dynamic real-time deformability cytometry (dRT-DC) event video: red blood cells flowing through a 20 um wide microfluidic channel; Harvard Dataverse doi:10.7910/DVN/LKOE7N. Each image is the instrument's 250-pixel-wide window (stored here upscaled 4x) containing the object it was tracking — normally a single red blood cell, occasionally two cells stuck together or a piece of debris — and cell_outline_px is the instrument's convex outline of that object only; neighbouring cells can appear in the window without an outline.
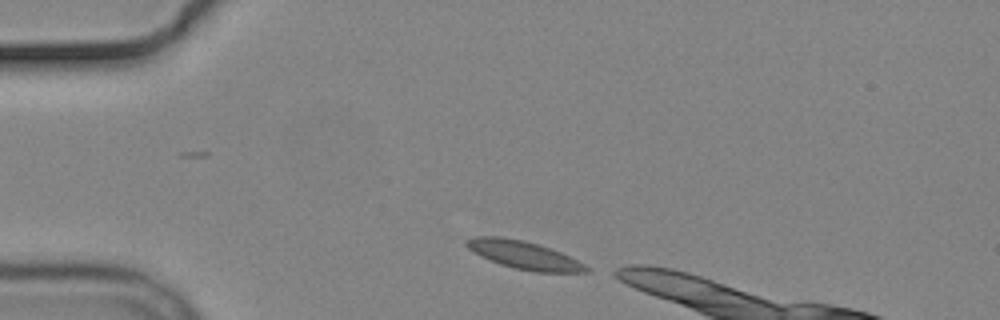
{"species": "common noctule bat (a hibernating species)", "species_latin": "Nyctalus noctula", "temperature_condition": "cold", "stored_images_in_passage": 3, "camera_frame_rate_fps": 3000, "um_per_image_px": 0.085, "animal": {"sex": "male", "body_mass_g": 19.2, "forearm_length_mm": 51.8}, "frame": {"image": 1, "passage_image": 1, "time_ms": 0.0, "image_size_px": [1000, 320], "cell_outline_px": [[592, 268], [588, 272], [536, 272], [512, 268], [500, 264], [480, 256], [468, 248], [464, 244], [464, 240], [476, 236], [500, 236], [524, 240], [560, 252]], "centroid_in_image_um": [44.5, 21.67], "position_along_channel_um": 40.5, "area_um2": 19.48}}